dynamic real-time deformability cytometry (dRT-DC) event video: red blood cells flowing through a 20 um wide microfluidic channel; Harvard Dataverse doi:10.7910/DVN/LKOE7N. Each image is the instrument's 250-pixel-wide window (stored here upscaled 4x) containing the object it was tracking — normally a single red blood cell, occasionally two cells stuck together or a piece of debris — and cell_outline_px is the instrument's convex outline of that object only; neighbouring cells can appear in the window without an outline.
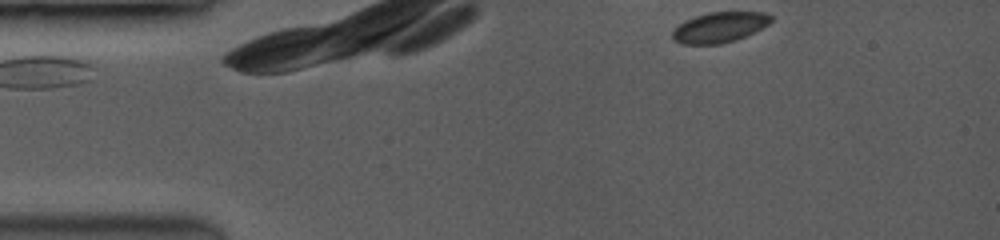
{"species": "common noctule bat (a hibernating species)", "species_latin": "Nyctalus noctula", "temperature_condition": "room temperature", "stored_images_in_passage": 4, "camera_frame_rate_fps": 3500, "um_per_image_px": 0.085, "animal": {"sex": "female", "body_mass_g": 19.0, "forearm_length_mm": 53.3}, "frame": {"image": 1, "passage_image": 1, "time_ms": 0.0, "image_size_px": [1000, 240], "cell_outline_px": [[772, 20], [768, 24], [744, 36], [720, 44], [684, 44], [676, 40], [672, 36], [672, 32], [680, 24], [696, 16], [712, 12], [764, 12], [772, 16]], "centroid_in_image_um": [61.17, 2.31], "position_along_channel_um": 23.8, "area_um2": 16.88}}